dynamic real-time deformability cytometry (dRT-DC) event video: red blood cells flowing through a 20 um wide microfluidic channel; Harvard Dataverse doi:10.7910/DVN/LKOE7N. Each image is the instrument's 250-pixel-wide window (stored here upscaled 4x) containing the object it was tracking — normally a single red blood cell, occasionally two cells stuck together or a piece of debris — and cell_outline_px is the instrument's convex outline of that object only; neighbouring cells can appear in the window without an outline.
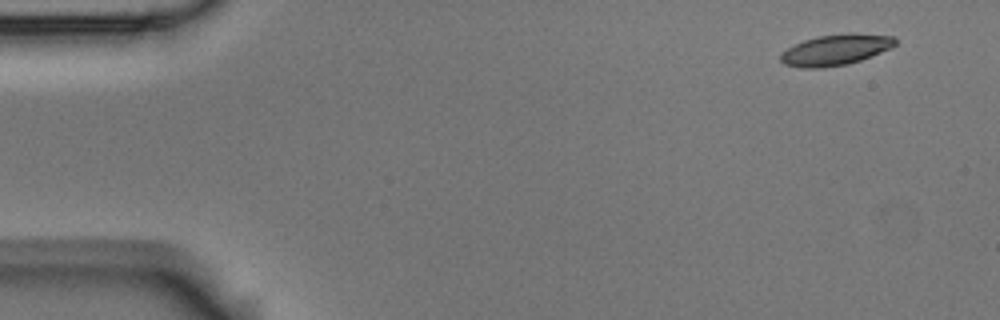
{"species": "Egyptian fruit bat (a non-hibernating species)", "species_latin": "Rousettus aegyptiacus", "temperature_condition": "room temperature", "stored_images_in_passage": 6, "camera_frame_rate_fps": 3000, "um_per_image_px": 0.085, "animal": {"sex": "male"}, "frame": {"image": 1, "passage_image": 1, "time_ms": 0.0, "image_size_px": [1000, 320], "cell_outline_px": [[896, 44], [892, 48], [860, 60], [848, 64], [820, 68], [800, 68], [784, 64], [780, 60], [780, 52], [804, 40], [820, 36], [848, 32], [856, 32], [892, 36], [896, 40]], "centroid_in_image_um": [71.04, 4.23], "position_along_channel_um": 14.0, "area_um2": 20.75}}
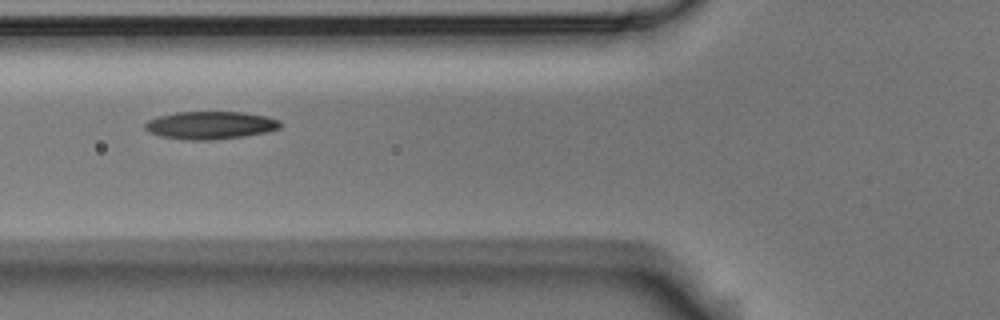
{"frame": {"image": 2, "passage_image": 6, "time_ms": 1.667, "image_size_px": [1000, 320], "cell_outline_px": [[280, 128], [268, 132], [244, 136], [212, 140], [188, 140], [160, 136], [148, 132], [144, 128], [144, 124], [148, 120], [156, 116], [176, 112], [244, 112], [268, 116], [280, 120]], "centroid_in_image_um": [17.87, 10.64], "position_along_channel_um": 107.9, "area_um2": 22.14}}